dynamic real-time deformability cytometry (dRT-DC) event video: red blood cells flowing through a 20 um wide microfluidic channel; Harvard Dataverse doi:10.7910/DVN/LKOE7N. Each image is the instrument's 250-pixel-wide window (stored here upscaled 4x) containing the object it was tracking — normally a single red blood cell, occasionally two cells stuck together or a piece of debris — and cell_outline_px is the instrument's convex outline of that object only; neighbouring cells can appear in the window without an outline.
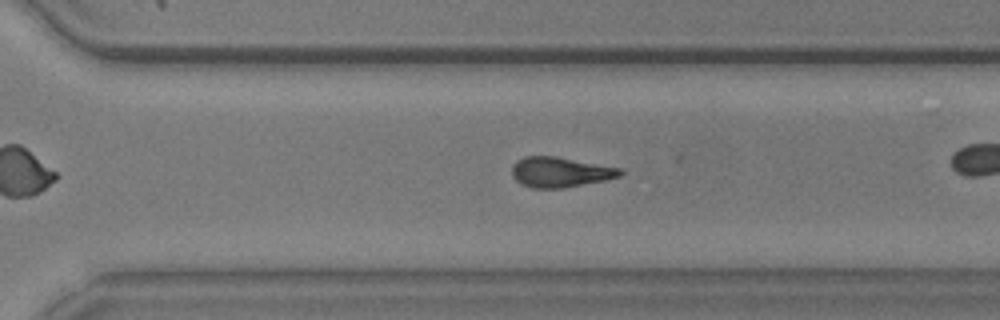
{"species": "common noctule bat (a hibernating species)", "species_latin": "Nyctalus noctula", "temperature_condition": "warm", "stored_images_in_passage": 36, "camera_frame_rate_fps": 3000, "um_per_image_px": 0.085, "animal": {"sex": "male", "body_mass_g": 20.5, "forearm_length_mm": 52.5}, "frame": {"image": 1, "passage_image": 31, "time_ms": 10.0, "image_size_px": [1000, 320], "cell_outline_px": [[624, 172], [620, 176], [604, 180], [560, 188], [532, 188], [520, 184], [512, 176], [512, 164], [516, 160], [524, 156], [556, 156], [620, 168]], "centroid_in_image_um": [47.56, 14.62], "position_along_channel_um": 323.0, "area_um2": 18.96}}